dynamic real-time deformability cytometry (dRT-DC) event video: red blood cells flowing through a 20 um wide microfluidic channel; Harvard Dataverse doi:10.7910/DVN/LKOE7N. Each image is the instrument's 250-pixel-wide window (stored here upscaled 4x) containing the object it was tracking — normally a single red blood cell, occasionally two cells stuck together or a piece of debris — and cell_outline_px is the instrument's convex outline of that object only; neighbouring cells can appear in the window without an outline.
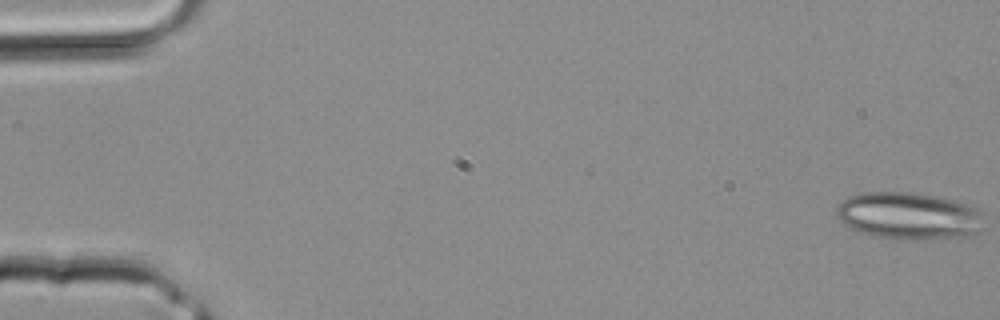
{"species": "common noctule bat (a hibernating species)", "species_latin": "Nyctalus noctula", "temperature_condition": "room temperature", "stored_images_in_passage": 3, "camera_frame_rate_fps": 3000, "um_per_image_px": 0.085, "animal": {"sex": "male", "body_mass_g": 20.4}, "frame": {"image": 1, "passage_image": 1, "time_ms": 0.0, "image_size_px": [1000, 320], "cell_outline_px": [[984, 228], [976, 232], [964, 236], [908, 240], [896, 240], [876, 236], [852, 228], [844, 224], [836, 216], [836, 208], [848, 196], [864, 192], [916, 192], [956, 200], [980, 208], [984, 212]], "centroid_in_image_um": [77.31, 18.33], "position_along_channel_um": 7.7, "area_um2": 40.92}}